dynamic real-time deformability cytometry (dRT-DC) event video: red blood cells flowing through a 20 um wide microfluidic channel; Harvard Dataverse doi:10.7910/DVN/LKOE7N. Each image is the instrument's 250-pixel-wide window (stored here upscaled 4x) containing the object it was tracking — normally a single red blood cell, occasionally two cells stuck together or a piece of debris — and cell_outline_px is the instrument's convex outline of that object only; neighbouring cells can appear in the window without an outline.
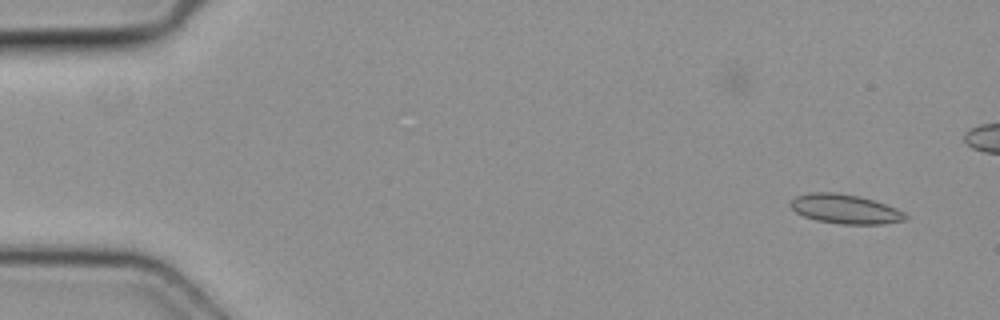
{"species": "common noctule bat (a hibernating species)", "species_latin": "Nyctalus noctula", "temperature_condition": "cold", "stored_images_in_passage": 3, "camera_frame_rate_fps": 3000, "um_per_image_px": 0.085, "animal": {"sex": "female", "body_mass_g": 19.3, "forearm_length_mm": 54.1}, "frame": {"image": 1, "passage_image": 3, "time_ms": 0.667, "image_size_px": [1000, 320], "cell_outline_px": [[908, 216], [904, 220], [884, 224], [840, 224], [816, 220], [804, 216], [796, 212], [788, 204], [796, 196], [808, 192], [836, 192], [860, 196], [896, 208], [904, 212]], "centroid_in_image_um": [71.81, 17.76], "position_along_channel_um": 13.2, "area_um2": 19.65}}